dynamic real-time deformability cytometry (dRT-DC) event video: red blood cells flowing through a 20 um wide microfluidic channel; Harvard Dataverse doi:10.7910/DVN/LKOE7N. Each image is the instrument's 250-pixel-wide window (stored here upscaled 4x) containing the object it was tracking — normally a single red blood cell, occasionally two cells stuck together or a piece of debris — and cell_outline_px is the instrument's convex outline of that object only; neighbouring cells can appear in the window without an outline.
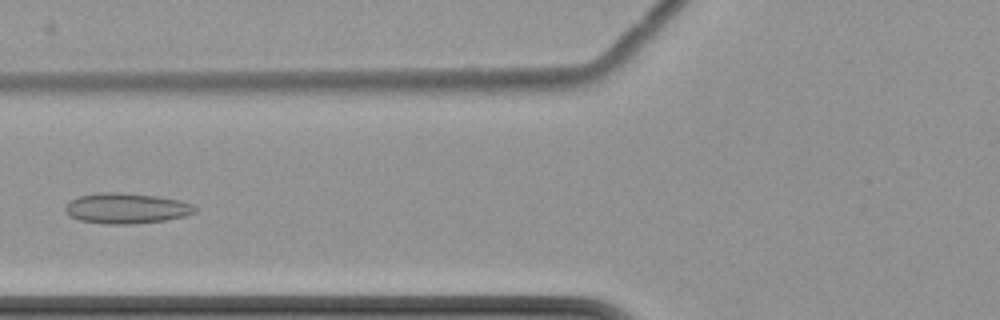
{"species": "common noctule bat (a hibernating species)", "species_latin": "Nyctalus noctula", "temperature_condition": "cold", "stored_images_in_passage": 8, "camera_frame_rate_fps": 3000, "um_per_image_px": 0.085, "animal": {"sex": "female", "body_mass_g": 22.7, "forearm_length_mm": 54.2}, "frame": {"image": 1, "passage_image": 8, "time_ms": 8.333, "image_size_px": [1000, 320], "cell_outline_px": [[196, 212], [184, 216], [164, 220], [132, 224], [104, 224], [80, 220], [68, 216], [64, 208], [72, 200], [80, 196], [100, 192], [120, 192], [156, 196], [180, 200], [192, 204], [196, 208]], "centroid_in_image_um": [10.74, 17.71], "position_along_channel_um": 115.1, "area_um2": 22.95}}